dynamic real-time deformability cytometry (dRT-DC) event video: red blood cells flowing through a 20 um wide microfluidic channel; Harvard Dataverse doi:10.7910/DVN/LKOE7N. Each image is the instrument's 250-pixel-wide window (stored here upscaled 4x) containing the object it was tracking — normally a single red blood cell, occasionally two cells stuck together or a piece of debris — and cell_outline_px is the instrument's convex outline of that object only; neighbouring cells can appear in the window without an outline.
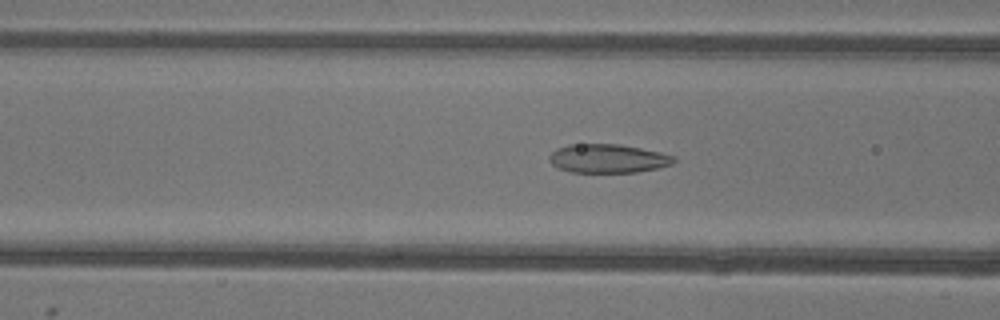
{"species": "common noctule bat (a hibernating species)", "species_latin": "Nyctalus noctula", "temperature_condition": "warm", "stored_images_in_passage": 33, "camera_frame_rate_fps": 3000, "um_per_image_px": 0.085, "animal": {"sex": "female"}, "frame": {"image": 1, "passage_image": 7, "time_ms": 2.0, "image_size_px": [1000, 320], "cell_outline_px": [[676, 160], [672, 164], [656, 168], [636, 172], [572, 172], [560, 168], [552, 164], [548, 160], [548, 156], [556, 148], [568, 144], [620, 144], [660, 152], [676, 156]], "centroid_in_image_um": [51.66, 13.46], "position_along_channel_um": 114.9, "area_um2": 20.87}}
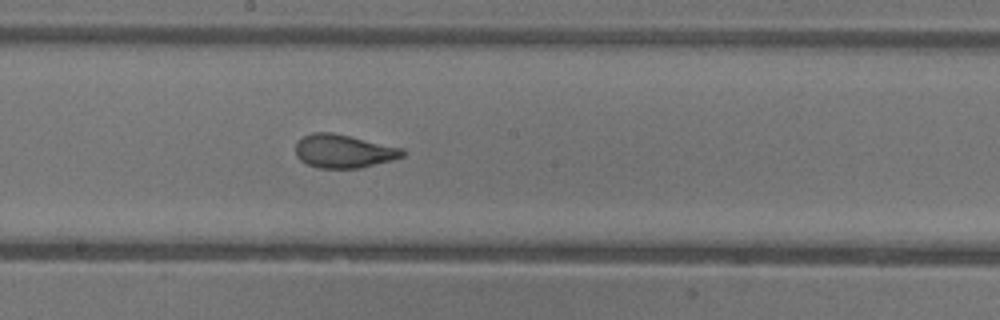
{"frame": {"image": 2, "passage_image": 15, "time_ms": 4.667, "image_size_px": [1000, 320], "cell_outline_px": [[404, 156], [392, 160], [360, 168], [316, 168], [300, 160], [296, 156], [296, 144], [304, 136], [312, 132], [332, 132], [404, 148]], "centroid_in_image_um": [29.21, 12.85], "position_along_channel_um": 219.0, "area_um2": 20.81}}
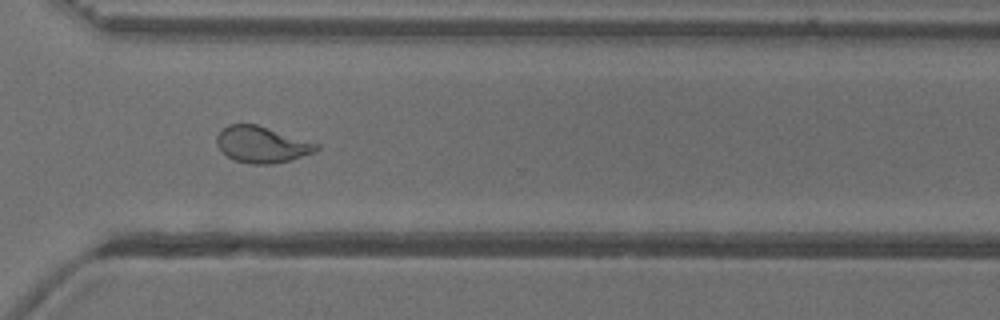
{"frame": {"image": 3, "passage_image": 25, "time_ms": 8.0, "image_size_px": [1000, 320], "cell_outline_px": [[320, 148], [316, 152], [292, 160], [272, 164], [252, 164], [236, 160], [228, 156], [216, 144], [216, 136], [228, 124], [256, 124], [320, 144]], "centroid_in_image_um": [22.3, 12.29], "position_along_channel_um": 348.3, "area_um2": 21.04}, "authors_computed_cell_mechanics": {"area_um2": 20.8658, "velocity_mm_per_s": 3.8865, "shape_relaxation_time_tau1_ms": 6.7763, "shape_relaxation_time_tau2_ms": 1.0742, "deformation_change_tau1": 0.2191, "deformation_change_tau2": 0.079}}